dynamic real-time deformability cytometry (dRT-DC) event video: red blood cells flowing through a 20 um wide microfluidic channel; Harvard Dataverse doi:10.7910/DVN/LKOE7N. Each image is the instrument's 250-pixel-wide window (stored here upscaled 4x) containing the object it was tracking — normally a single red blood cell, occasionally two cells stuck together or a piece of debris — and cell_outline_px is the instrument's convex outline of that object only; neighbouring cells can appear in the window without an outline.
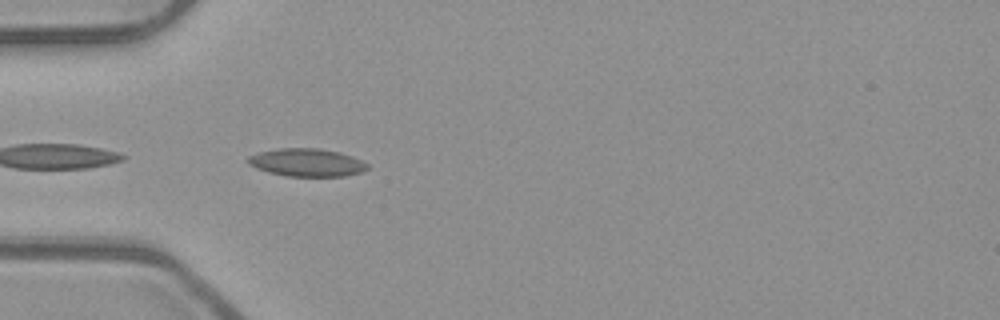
{"species": "common noctule bat (a hibernating species)", "species_latin": "Nyctalus noctula", "temperature_condition": "room temperature", "stored_images_in_passage": 9, "camera_frame_rate_fps": 3000, "um_per_image_px": 0.085, "animal": {"sex": "male", "body_mass_g": 23.1, "forearm_length_mm": 52.7}, "frame": {"image": 1, "passage_image": 1, "time_ms": 0.0, "image_size_px": [1000, 320], "cell_outline_px": [[368, 168], [364, 172], [344, 176], [288, 176], [268, 172], [256, 168], [248, 164], [244, 160], [248, 156], [260, 152], [280, 148], [320, 148], [340, 152], [352, 156], [368, 164]], "centroid_in_image_um": [26.07, 13.81], "position_along_channel_um": 58.9, "area_um2": 19.54}}
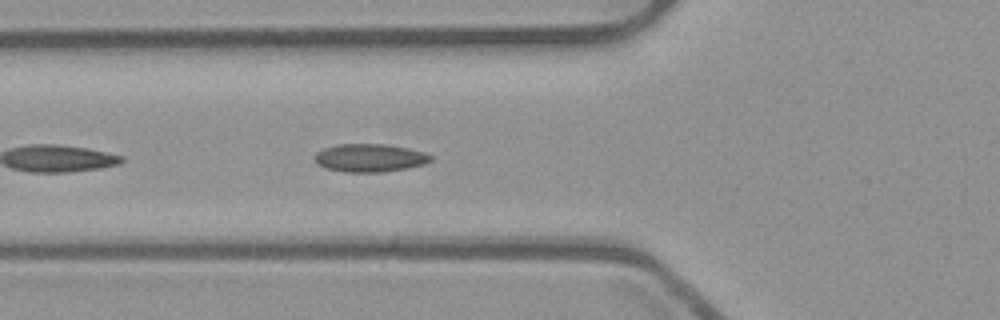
{"frame": {"image": 2, "passage_image": 4, "time_ms": 1.0, "image_size_px": [1000, 320], "cell_outline_px": [[432, 160], [424, 164], [384, 172], [344, 172], [324, 168], [316, 164], [312, 156], [316, 152], [324, 148], [340, 144], [384, 144], [408, 148], [424, 152], [432, 156]], "centroid_in_image_um": [31.37, 13.42], "position_along_channel_um": 94.4, "area_um2": 19.07}}